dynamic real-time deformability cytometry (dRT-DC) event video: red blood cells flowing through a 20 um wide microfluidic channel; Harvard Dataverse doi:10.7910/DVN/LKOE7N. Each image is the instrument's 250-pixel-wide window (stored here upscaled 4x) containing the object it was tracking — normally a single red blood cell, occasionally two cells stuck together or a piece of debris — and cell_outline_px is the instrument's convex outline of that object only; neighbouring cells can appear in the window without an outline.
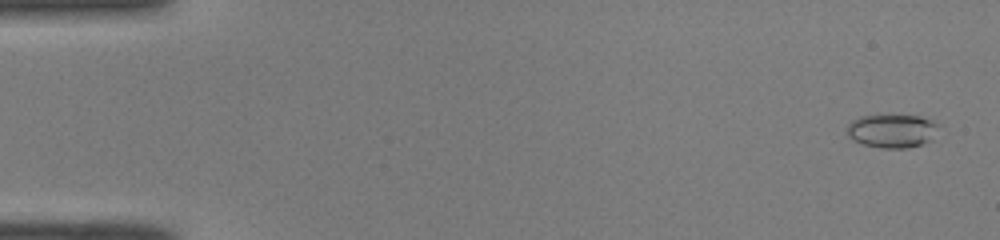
{"species": "common noctule bat (a hibernating species)", "species_latin": "Nyctalus noctula", "temperature_condition": "room temperature", "stored_images_in_passage": 50, "camera_frame_rate_fps": 3000, "um_per_image_px": 0.085, "animal": {"sex": "male", "body_mass_g": 19.0, "forearm_length_mm": 50.8}, "frame": {"image": 1, "passage_image": 2, "time_ms": 0.333, "image_size_px": [1000, 240], "cell_outline_px": [[944, 124], [932, 140], [924, 144], [908, 148], [880, 148], [864, 144], [852, 140], [848, 136], [848, 124], [852, 120], [860, 116], [920, 116]], "centroid_in_image_um": [75.92, 11.14], "position_along_channel_um": 9.1, "area_um2": 18.21}}
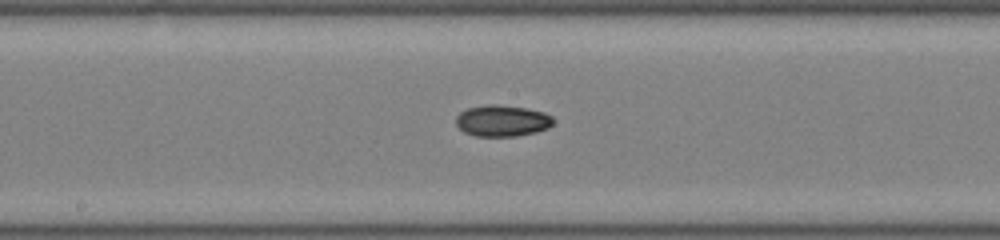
{"frame": {"image": 2, "passage_image": 27, "time_ms": 8.667, "image_size_px": [1000, 240], "cell_outline_px": [[552, 124], [548, 128], [536, 132], [516, 136], [476, 136], [464, 132], [456, 124], [456, 116], [460, 112], [468, 108], [488, 104], [492, 104], [524, 108], [544, 112], [552, 116]], "centroid_in_image_um": [42.67, 10.27], "position_along_channel_um": 205.5, "area_um2": 17.63}}
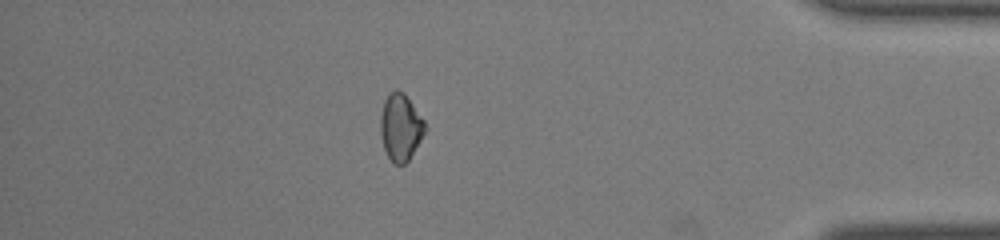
{"frame": {"image": 3, "passage_image": 44, "time_ms": 14.333, "image_size_px": [1000, 240], "cell_outline_px": [[428, 128], [408, 160], [404, 164], [392, 164], [384, 148], [380, 132], [380, 116], [384, 100], [396, 88], [404, 92], [424, 120]], "centroid_in_image_um": [34.05, 10.81], "position_along_channel_um": 401.1, "area_um2": 17.4}}